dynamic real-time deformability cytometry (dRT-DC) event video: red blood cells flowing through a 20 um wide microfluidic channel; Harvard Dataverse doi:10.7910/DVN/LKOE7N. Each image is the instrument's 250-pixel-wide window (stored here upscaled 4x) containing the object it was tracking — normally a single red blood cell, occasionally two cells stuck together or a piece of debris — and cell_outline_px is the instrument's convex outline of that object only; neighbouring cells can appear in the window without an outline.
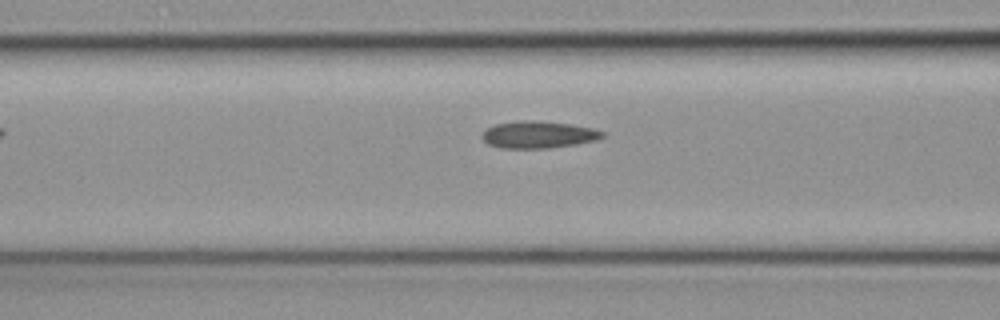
{"species": "common noctule bat (a hibernating species)", "species_latin": "Nyctalus noctula", "temperature_condition": "cold", "stored_images_in_passage": 5, "camera_frame_rate_fps": 3000, "um_per_image_px": 0.085, "animal": {"sex": "female", "body_mass_g": 19.3, "forearm_length_mm": 54.1}, "frame": {"image": 1, "passage_image": 5, "time_ms": 1.333, "image_size_px": [1000, 320], "cell_outline_px": [[604, 136], [596, 140], [576, 144], [548, 148], [500, 148], [488, 144], [480, 136], [488, 128], [496, 124], [524, 120], [536, 120], [568, 124], [592, 128], [604, 132]], "centroid_in_image_um": [45.75, 11.45], "position_along_channel_um": 120.9, "area_um2": 18.79}}